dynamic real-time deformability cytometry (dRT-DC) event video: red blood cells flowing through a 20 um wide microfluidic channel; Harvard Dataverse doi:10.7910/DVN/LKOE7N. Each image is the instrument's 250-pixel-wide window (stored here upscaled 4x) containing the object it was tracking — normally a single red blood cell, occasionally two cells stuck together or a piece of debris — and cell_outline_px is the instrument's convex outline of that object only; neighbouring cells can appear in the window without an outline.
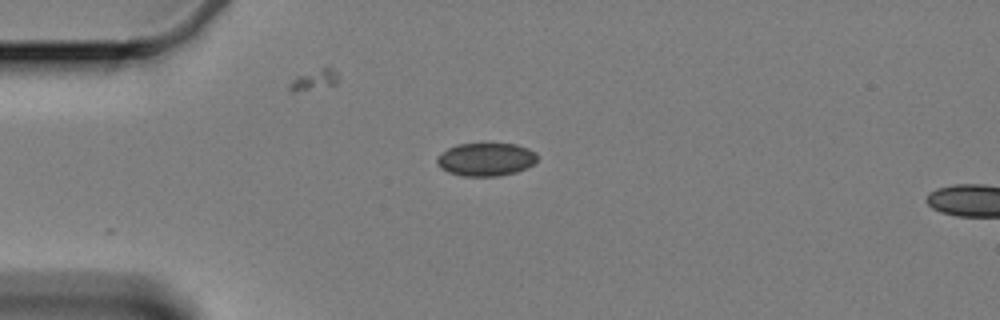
{"species": "Egyptian fruit bat (a non-hibernating species)", "species_latin": "Rousettus aegyptiacus", "temperature_condition": "cold", "stored_images_in_passage": 21, "camera_frame_rate_fps": 3000, "um_per_image_px": 0.085, "animal": {"sex": "female"}, "frame": {"image": 1, "passage_image": 15, "time_ms": 4.667, "image_size_px": [1000, 320], "cell_outline_px": [[536, 160], [532, 164], [516, 172], [500, 176], [464, 176], [448, 172], [440, 168], [436, 160], [448, 148], [456, 144], [516, 144], [528, 148], [536, 152]], "centroid_in_image_um": [41.3, 13.55], "position_along_channel_um": 43.7, "area_um2": 19.13}}
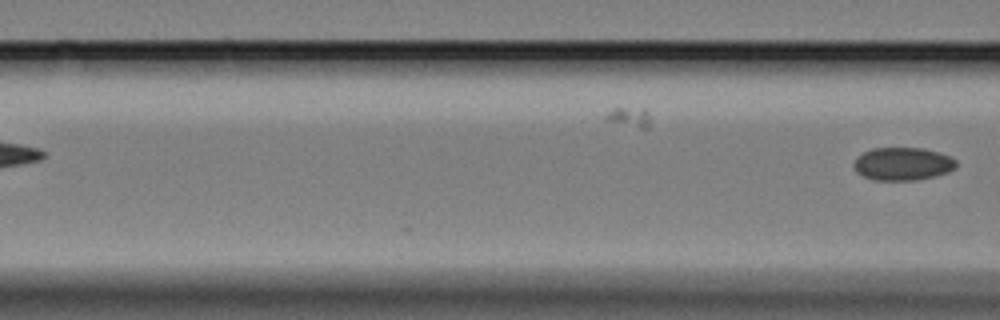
{"frame": {"image": 2, "passage_image": 21, "time_ms": 6.667, "image_size_px": [1000, 320], "cell_outline_px": [[956, 168], [948, 172], [936, 176], [916, 180], [872, 180], [856, 172], [852, 164], [856, 156], [872, 148], [924, 148], [940, 152], [952, 156], [956, 160]], "centroid_in_image_um": [76.73, 13.92], "position_along_channel_um": 89.9, "area_um2": 20.0}}